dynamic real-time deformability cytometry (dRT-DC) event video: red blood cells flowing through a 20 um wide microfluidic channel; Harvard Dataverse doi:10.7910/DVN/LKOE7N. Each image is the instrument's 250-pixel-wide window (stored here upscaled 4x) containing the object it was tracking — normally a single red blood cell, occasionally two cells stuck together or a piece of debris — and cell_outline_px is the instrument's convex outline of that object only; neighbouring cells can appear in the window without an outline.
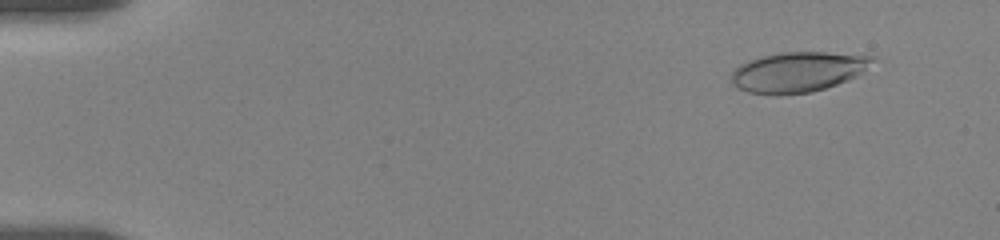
{"species": "human", "species_latin": "Homo sapiens", "temperature_condition": "room temperature", "stored_images_in_passage": 13, "camera_frame_rate_fps": 3000, "um_per_image_px": 0.085, "donor": {"sex": "female"}, "frame": {"image": 1, "passage_image": 1, "time_ms": 0.0, "image_size_px": [1000, 240], "cell_outline_px": [[876, 60], [856, 76], [848, 80], [812, 92], [776, 96], [748, 92], [732, 84], [732, 72], [740, 64], [748, 60], [760, 56], [780, 52], [824, 52], [876, 56]], "centroid_in_image_um": [67.81, 6.11], "position_along_channel_um": 17.2, "area_um2": 33.18}}
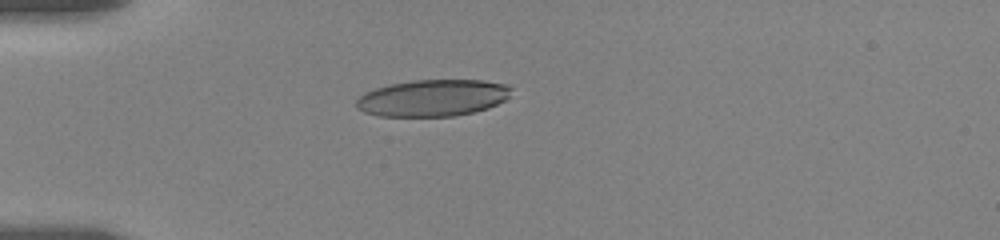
{"frame": {"image": 2, "passage_image": 10, "time_ms": 3.667, "image_size_px": [1000, 240], "cell_outline_px": [[512, 88], [508, 96], [504, 100], [488, 108], [456, 116], [380, 116], [364, 112], [356, 108], [356, 100], [360, 96], [376, 88], [388, 84], [412, 80], [484, 80], [508, 84]], "centroid_in_image_um": [36.79, 8.32], "position_along_channel_um": 48.2, "area_um2": 33.18}}